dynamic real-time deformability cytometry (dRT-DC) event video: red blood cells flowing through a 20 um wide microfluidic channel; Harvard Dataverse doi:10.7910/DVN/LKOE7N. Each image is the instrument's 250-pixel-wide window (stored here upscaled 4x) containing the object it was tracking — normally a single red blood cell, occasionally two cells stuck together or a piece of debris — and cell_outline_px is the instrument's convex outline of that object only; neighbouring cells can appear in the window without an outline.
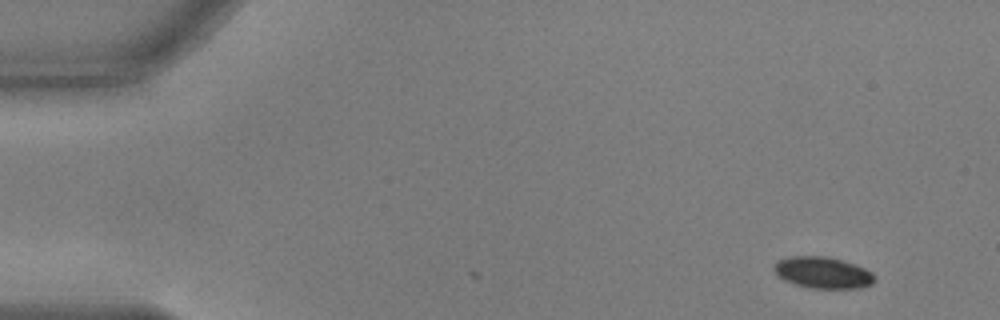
{"species": "common noctule bat (a hibernating species)", "species_latin": "Nyctalus noctula", "temperature_condition": "warm", "stored_images_in_passage": 3, "camera_frame_rate_fps": 3000, "um_per_image_px": 0.085, "animal": {"sex": "male", "body_mass_g": 17.9, "forearm_length_mm": 54.2}, "frame": {"image": 1, "passage_image": 1, "time_ms": 0.0, "image_size_px": [1000, 320], "cell_outline_px": [[876, 280], [872, 284], [860, 288], [812, 288], [796, 284], [784, 280], [772, 268], [780, 260], [788, 256], [828, 256], [844, 260], [856, 264], [872, 272], [876, 276]], "centroid_in_image_um": [70.0, 23.16], "position_along_channel_um": 15.0, "area_um2": 18.5}}